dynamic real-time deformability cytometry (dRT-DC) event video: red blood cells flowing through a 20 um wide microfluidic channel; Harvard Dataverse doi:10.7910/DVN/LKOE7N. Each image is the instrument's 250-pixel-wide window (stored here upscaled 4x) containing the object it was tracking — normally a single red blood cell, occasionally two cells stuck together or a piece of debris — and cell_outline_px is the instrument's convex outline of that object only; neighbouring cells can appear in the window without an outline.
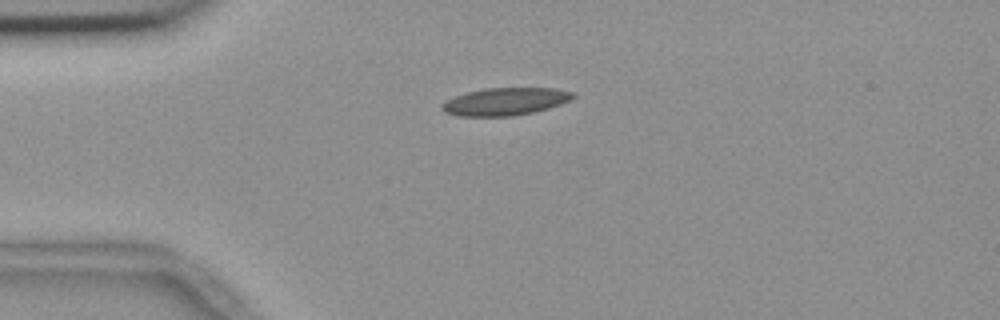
{"species": "common noctule bat (a hibernating species)", "species_latin": "Nyctalus noctula", "temperature_condition": "room temperature", "stored_images_in_passage": 2, "segment_of_instrument_passage": [1, 2], "camera_frame_rate_fps": 3000, "um_per_image_px": 0.085, "animal": {"sex": "female", "body_mass_g": 18.4}, "frame": {"image": 1, "passage_image": 1, "time_ms": 0.0, "image_size_px": [1000, 320], "cell_outline_px": [[576, 96], [572, 100], [548, 108], [532, 112], [512, 116], [460, 116], [444, 112], [440, 108], [448, 100], [456, 96], [468, 92], [484, 88], [552, 88], [576, 92]], "centroid_in_image_um": [43.0, 8.62], "position_along_channel_um": 42.0, "area_um2": 20.92}}